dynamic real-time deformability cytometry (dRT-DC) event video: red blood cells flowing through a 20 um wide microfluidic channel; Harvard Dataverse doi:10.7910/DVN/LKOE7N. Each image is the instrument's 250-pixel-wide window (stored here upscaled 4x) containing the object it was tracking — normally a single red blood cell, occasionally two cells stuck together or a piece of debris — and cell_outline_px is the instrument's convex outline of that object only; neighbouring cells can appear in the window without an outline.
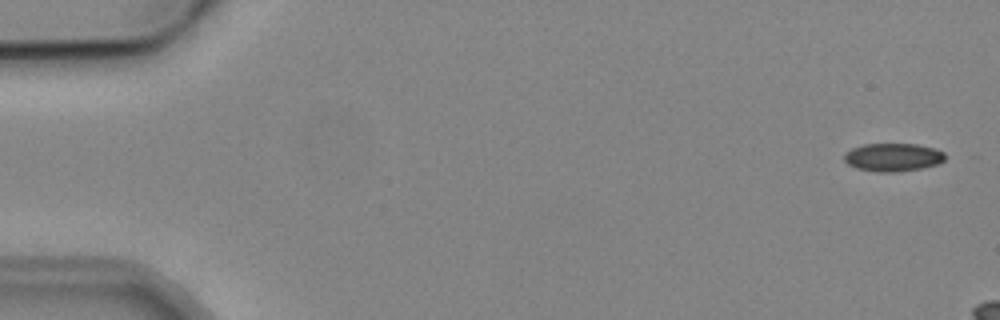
{"species": "common noctule bat (a hibernating species)", "species_latin": "Nyctalus noctula", "temperature_condition": "cold", "stored_images_in_passage": 5, "camera_frame_rate_fps": 3000, "um_per_image_px": 0.085, "animal": {"sex": "male", "body_mass_g": 19.2, "forearm_length_mm": 51.8}, "frame": {"image": 1, "passage_image": 1, "time_ms": 0.0, "image_size_px": [1000, 320], "cell_outline_px": [[944, 160], [936, 164], [920, 168], [896, 172], [880, 172], [856, 168], [848, 164], [844, 160], [844, 156], [852, 148], [864, 144], [916, 144], [936, 148], [944, 152]], "centroid_in_image_um": [75.91, 13.36], "position_along_channel_um": 9.1, "area_um2": 16.36}}